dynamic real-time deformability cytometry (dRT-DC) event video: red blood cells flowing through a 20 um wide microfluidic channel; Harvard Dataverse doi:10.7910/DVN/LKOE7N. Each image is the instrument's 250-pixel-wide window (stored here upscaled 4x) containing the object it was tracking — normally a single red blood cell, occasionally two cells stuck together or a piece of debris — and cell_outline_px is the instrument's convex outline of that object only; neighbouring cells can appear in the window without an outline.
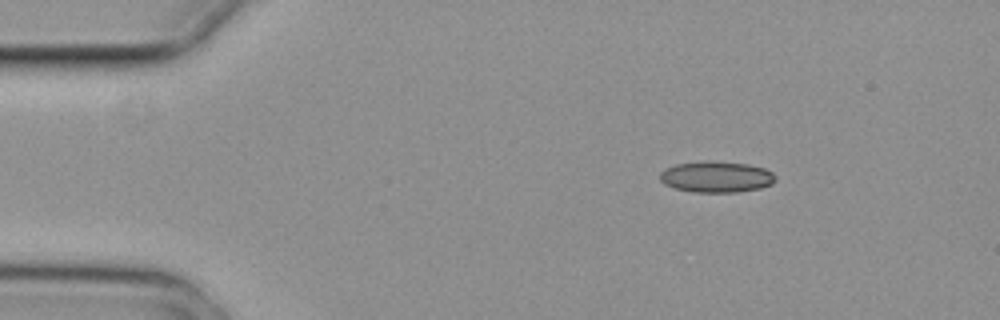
{"species": "common noctule bat (a hibernating species)", "species_latin": "Nyctalus noctula", "temperature_condition": "cold", "stored_images_in_passage": 3, "camera_frame_rate_fps": 3000, "um_per_image_px": 0.085, "animal": {"sex": "female", "body_mass_g": 29.2, "forearm_length_mm": 56.3}, "frame": {"image": 1, "passage_image": 1, "time_ms": 0.0, "image_size_px": [1000, 320], "cell_outline_px": [[776, 180], [772, 184], [760, 188], [736, 192], [692, 192], [676, 188], [664, 184], [660, 180], [660, 172], [664, 168], [676, 164], [708, 160], [712, 160], [748, 164], [764, 168], [772, 172], [776, 176]], "centroid_in_image_um": [60.89, 15.02], "position_along_channel_um": 24.1, "area_um2": 21.15}}
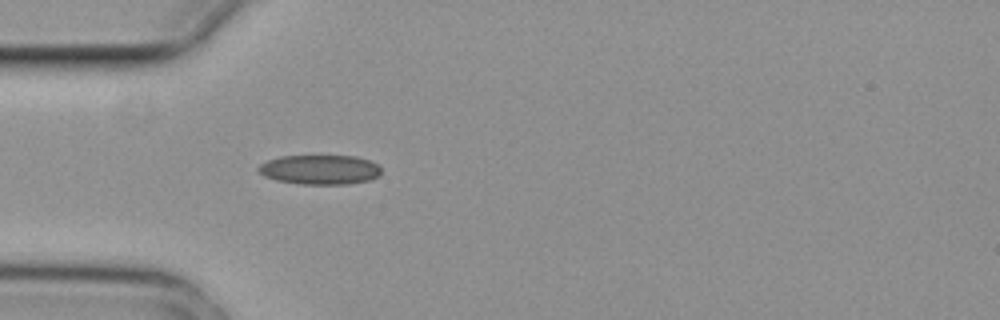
{"frame": {"image": 2, "passage_image": 3, "time_ms": 0.667, "image_size_px": [1000, 320], "cell_outline_px": [[380, 176], [368, 180], [348, 184], [300, 184], [276, 180], [264, 176], [256, 168], [260, 164], [268, 160], [280, 156], [356, 156], [368, 160], [376, 164], [380, 168]], "centroid_in_image_um": [27.17, 14.42], "position_along_channel_um": 57.8, "area_um2": 21.1}}